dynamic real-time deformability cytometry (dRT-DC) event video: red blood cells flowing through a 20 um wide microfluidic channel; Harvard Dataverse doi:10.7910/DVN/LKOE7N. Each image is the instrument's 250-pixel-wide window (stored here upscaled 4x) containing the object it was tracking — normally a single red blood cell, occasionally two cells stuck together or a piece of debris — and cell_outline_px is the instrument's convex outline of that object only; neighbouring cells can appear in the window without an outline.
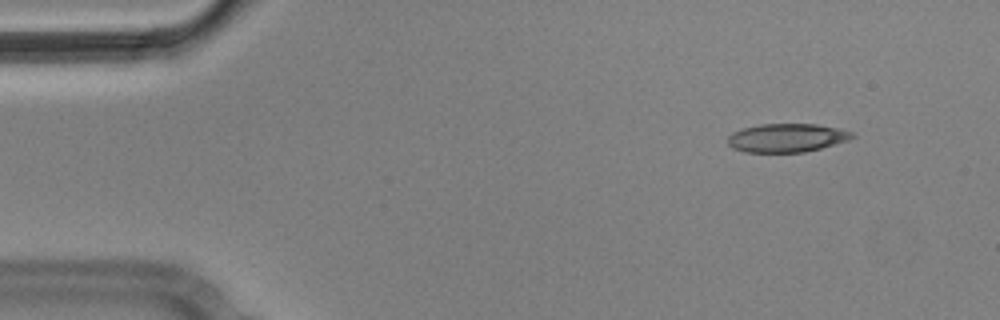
{"species": "Egyptian fruit bat (a non-hibernating species)", "species_latin": "Rousettus aegyptiacus", "temperature_condition": "cold", "stored_images_in_passage": 5, "camera_frame_rate_fps": 3000, "um_per_image_px": 0.085, "animal": {"sex": "male"}, "frame": {"image": 1, "passage_image": 1, "time_ms": 0.0, "image_size_px": [1000, 320], "cell_outline_px": [[856, 136], [848, 140], [820, 148], [804, 152], [744, 152], [732, 148], [728, 144], [728, 136], [732, 132], [744, 128], [760, 124], [816, 124], [836, 128], [852, 132]], "centroid_in_image_um": [66.85, 11.72], "position_along_channel_um": 18.2, "area_um2": 20.58}}
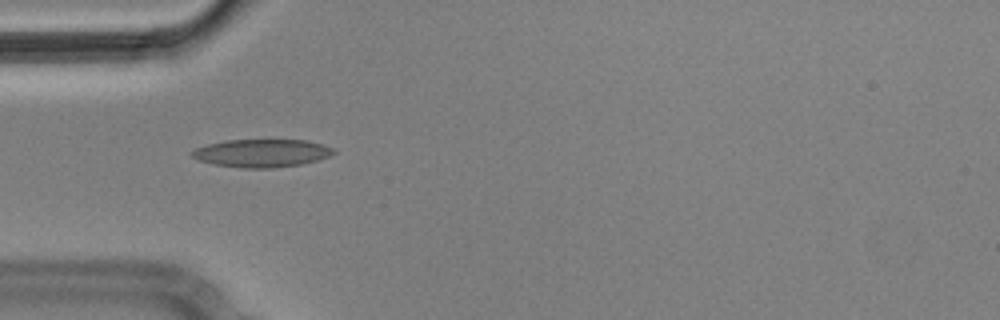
{"frame": {"image": 2, "passage_image": 4, "time_ms": 1.0, "image_size_px": [1000, 320], "cell_outline_px": [[336, 152], [328, 156], [316, 160], [300, 164], [272, 168], [244, 168], [212, 164], [200, 160], [192, 156], [192, 152], [196, 148], [208, 144], [228, 140], [308, 140], [324, 144], [332, 148]], "centroid_in_image_um": [22.27, 13.01], "position_along_channel_um": 62.7, "area_um2": 22.83}}